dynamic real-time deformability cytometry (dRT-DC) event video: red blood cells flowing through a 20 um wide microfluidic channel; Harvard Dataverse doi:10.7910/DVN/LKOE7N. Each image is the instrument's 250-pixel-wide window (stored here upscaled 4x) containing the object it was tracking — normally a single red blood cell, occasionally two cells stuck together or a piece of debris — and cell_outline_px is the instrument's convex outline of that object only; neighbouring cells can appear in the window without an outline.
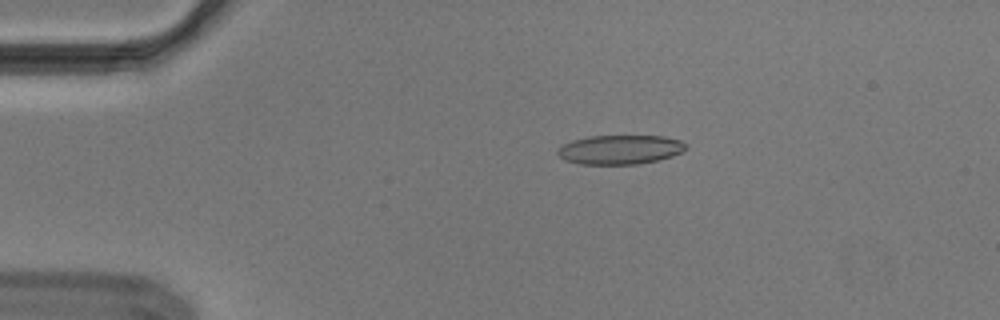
{"species": "Egyptian fruit bat (a non-hibernating species)", "species_latin": "Rousettus aegyptiacus", "temperature_condition": "cold", "stored_images_in_passage": 44, "segment_of_instrument_passage": [1, 2], "camera_frame_rate_fps": 3000, "um_per_image_px": 0.085, "animal": {"sex": "male"}, "frame": {"image": 1, "passage_image": 1, "time_ms": 0.0, "image_size_px": [1000, 320], "cell_outline_px": [[688, 148], [672, 156], [640, 164], [580, 164], [564, 160], [556, 152], [556, 148], [572, 140], [588, 136], [664, 136], [680, 140], [688, 144]], "centroid_in_image_um": [52.69, 12.71], "position_along_channel_um": 32.3, "area_um2": 21.96}}
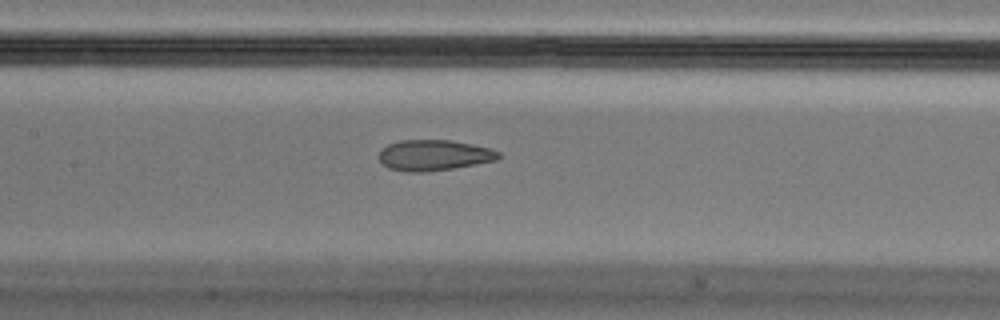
{"frame": {"image": 2, "passage_image": 16, "time_ms": 5.0, "image_size_px": [1000, 320], "cell_outline_px": [[500, 156], [496, 160], [476, 164], [428, 172], [404, 172], [388, 168], [380, 164], [380, 148], [388, 144], [400, 140], [448, 140], [472, 144], [492, 148], [500, 152]], "centroid_in_image_um": [36.85, 13.2], "position_along_channel_um": 170.5, "area_um2": 21.62}}
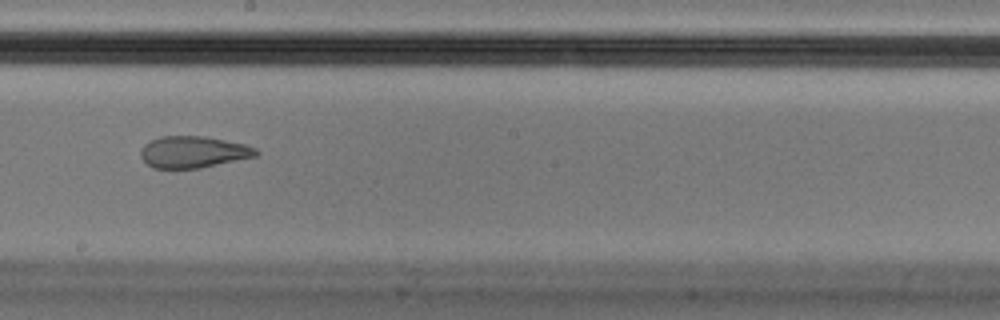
{"frame": {"image": 3, "passage_image": 21, "time_ms": 6.667, "image_size_px": [1000, 320], "cell_outline_px": [[260, 152], [256, 156], [200, 168], [152, 168], [140, 156], [140, 148], [144, 144], [160, 136], [204, 136], [244, 144], [256, 148]], "centroid_in_image_um": [16.41, 12.92], "position_along_channel_um": 231.8, "area_um2": 21.21}}